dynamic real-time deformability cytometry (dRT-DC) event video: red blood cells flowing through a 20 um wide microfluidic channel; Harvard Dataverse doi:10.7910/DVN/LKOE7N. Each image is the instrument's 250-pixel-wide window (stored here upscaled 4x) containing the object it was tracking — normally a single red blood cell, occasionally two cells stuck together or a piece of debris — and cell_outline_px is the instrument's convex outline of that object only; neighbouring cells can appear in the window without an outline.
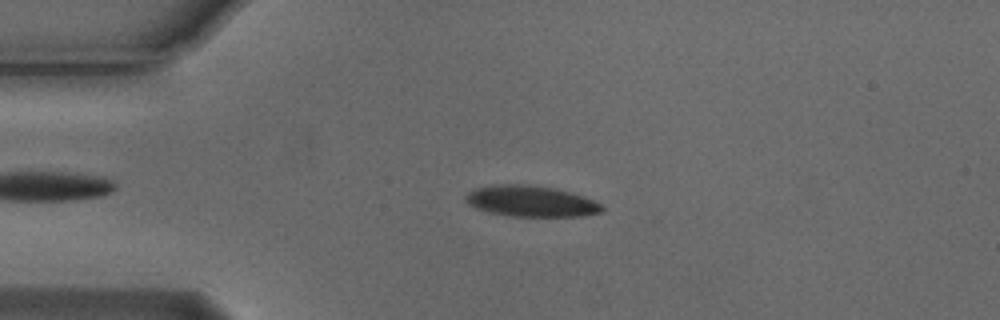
{"species": "Egyptian fruit bat (a non-hibernating species)", "species_latin": "Rousettus aegyptiacus", "temperature_condition": "cold", "stored_images_in_passage": 5, "camera_frame_rate_fps": 3000, "um_per_image_px": 0.085, "animal": {"sex": "male"}, "frame": {"image": 1, "passage_image": 4, "time_ms": 1.0, "image_size_px": [1000, 320], "cell_outline_px": [[604, 212], [580, 216], [508, 216], [488, 212], [476, 208], [468, 204], [464, 200], [464, 196], [468, 192], [476, 188], [492, 184], [528, 184], [552, 188], [584, 196], [600, 204], [604, 208]], "centroid_in_image_um": [45.08, 17.1], "position_along_channel_um": 39.9, "area_um2": 24.68}}